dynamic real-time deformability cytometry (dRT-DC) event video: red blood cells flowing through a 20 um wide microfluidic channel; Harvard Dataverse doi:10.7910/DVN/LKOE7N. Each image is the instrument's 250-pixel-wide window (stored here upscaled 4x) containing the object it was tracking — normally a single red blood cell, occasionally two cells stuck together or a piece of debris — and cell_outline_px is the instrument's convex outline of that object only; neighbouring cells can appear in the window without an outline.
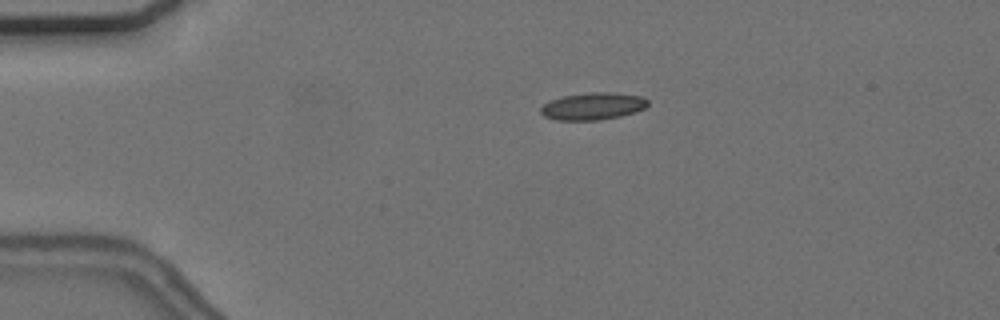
{"species": "common noctule bat (a hibernating species)", "species_latin": "Nyctalus noctula", "temperature_condition": "cold", "stored_images_in_passage": 57, "camera_frame_rate_fps": 3000, "um_per_image_px": 0.085, "animal": {"sex": "female", "body_mass_g": 24.6, "forearm_length_mm": 56.2}, "frame": {"image": 1, "passage_image": 13, "time_ms": 4.0, "image_size_px": [1000, 320], "cell_outline_px": [[648, 104], [644, 108], [636, 112], [620, 116], [600, 120], [556, 120], [544, 116], [540, 112], [540, 108], [544, 104], [552, 100], [564, 96], [592, 92], [612, 92], [644, 96], [648, 100]], "centroid_in_image_um": [50.43, 9.03], "position_along_channel_um": 34.6, "area_um2": 16.99}}
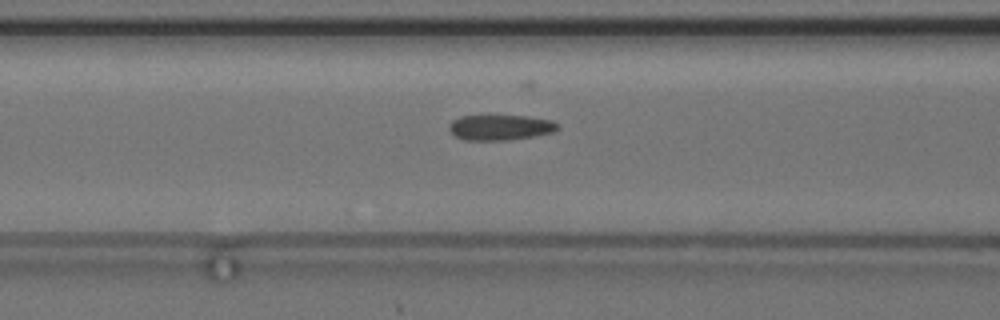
{"frame": {"image": 2, "passage_image": 24, "time_ms": 7.667, "image_size_px": [1000, 320], "cell_outline_px": [[560, 128], [552, 132], [536, 136], [508, 140], [464, 140], [456, 136], [448, 128], [448, 124], [452, 120], [460, 116], [528, 116], [552, 120], [560, 124]], "centroid_in_image_um": [42.55, 10.83], "position_along_channel_um": 124.0, "area_um2": 16.18}}
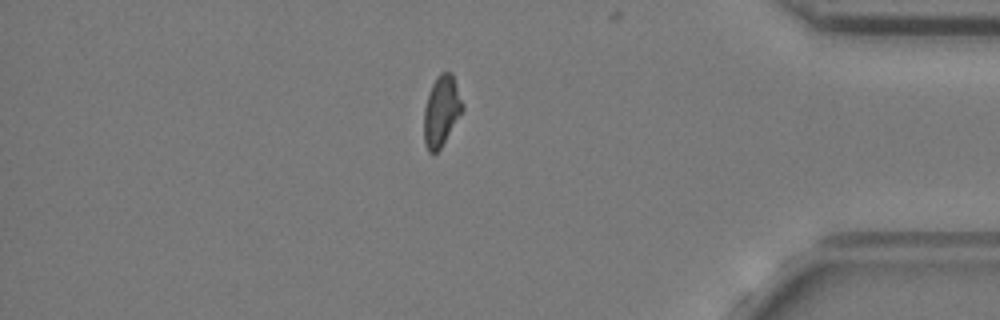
{"frame": {"image": 3, "passage_image": 49, "time_ms": 16.0, "image_size_px": [1000, 320], "cell_outline_px": [[464, 108], [440, 148], [436, 152], [428, 152], [424, 144], [424, 108], [432, 84], [436, 76], [440, 72], [452, 72], [464, 104]], "centroid_in_image_um": [37.52, 9.4], "position_along_channel_um": 397.7, "area_um2": 15.72}, "authors_computed_cell_mechanics": {"area_um2": 16.1262, "velocity_mm_per_s": 3.6707, "shape_relaxation_time_tau1_ms": 6.555, "shape_relaxation_time_tau2_ms": 2.6048, "deformation_change_tau1": 0.1264, "deformation_change_tau2": 0.0794}}